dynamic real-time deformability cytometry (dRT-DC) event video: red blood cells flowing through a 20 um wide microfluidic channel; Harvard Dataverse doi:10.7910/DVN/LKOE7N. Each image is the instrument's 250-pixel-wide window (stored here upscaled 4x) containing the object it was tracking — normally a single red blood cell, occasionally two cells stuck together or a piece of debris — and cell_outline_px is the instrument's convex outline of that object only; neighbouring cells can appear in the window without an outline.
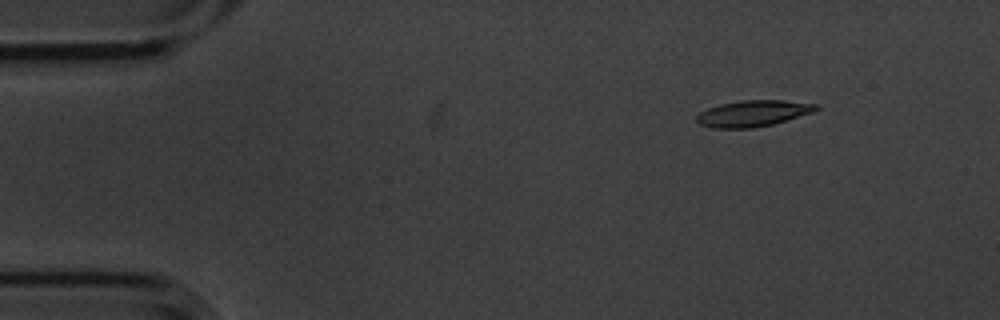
{"species": "common noctule bat (a hibernating species)", "species_latin": "Nyctalus noctula", "temperature_condition": "cold", "stored_images_in_passage": 9, "camera_frame_rate_fps": 3000, "um_per_image_px": 0.085, "animal": {"sex": "male", "body_mass_g": 20.1, "forearm_length_mm": 53.5}, "frame": {"image": 1, "passage_image": 2, "time_ms": 0.333, "image_size_px": [1000, 320], "cell_outline_px": [[820, 108], [812, 112], [772, 124], [752, 128], [712, 128], [700, 124], [696, 120], [696, 116], [700, 112], [708, 108], [720, 104], [740, 100], [784, 100], [820, 104]], "centroid_in_image_um": [64.01, 9.63], "position_along_channel_um": 21.0, "area_um2": 18.21}}
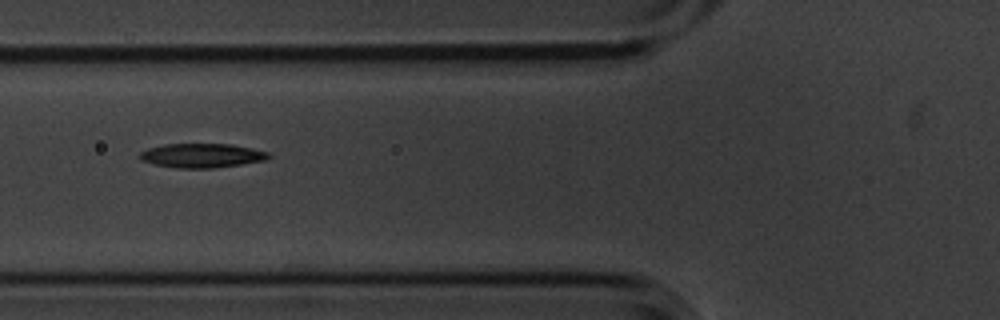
{"frame": {"image": 2, "passage_image": 6, "time_ms": 1.667, "image_size_px": [1000, 320], "cell_outline_px": [[272, 156], [268, 160], [212, 168], [176, 168], [152, 164], [140, 160], [140, 152], [148, 148], [164, 144], [232, 144], [252, 148], [268, 152]], "centroid_in_image_um": [17.16, 13.22], "position_along_channel_um": 108.6, "area_um2": 18.26}}
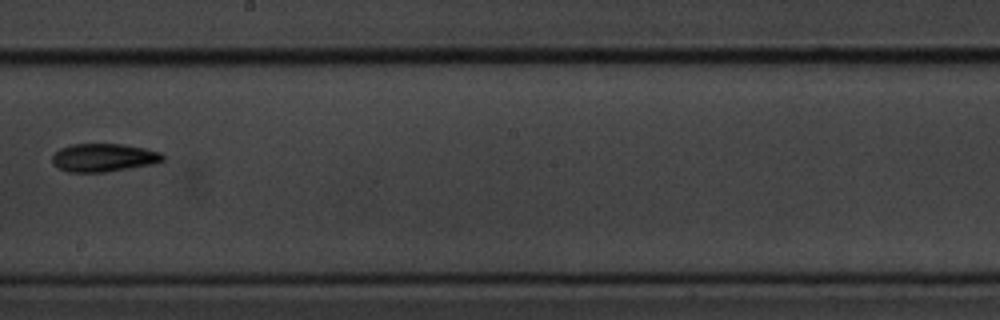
{"frame": {"image": 3, "passage_image": 9, "time_ms": 2.667, "image_size_px": [1000, 320], "cell_outline_px": [[164, 160], [156, 164], [104, 172], [68, 172], [52, 164], [52, 156], [60, 148], [72, 144], [120, 144], [144, 148], [160, 152], [164, 156]], "centroid_in_image_um": [8.82, 13.4], "position_along_channel_um": 239.4, "area_um2": 18.15}}